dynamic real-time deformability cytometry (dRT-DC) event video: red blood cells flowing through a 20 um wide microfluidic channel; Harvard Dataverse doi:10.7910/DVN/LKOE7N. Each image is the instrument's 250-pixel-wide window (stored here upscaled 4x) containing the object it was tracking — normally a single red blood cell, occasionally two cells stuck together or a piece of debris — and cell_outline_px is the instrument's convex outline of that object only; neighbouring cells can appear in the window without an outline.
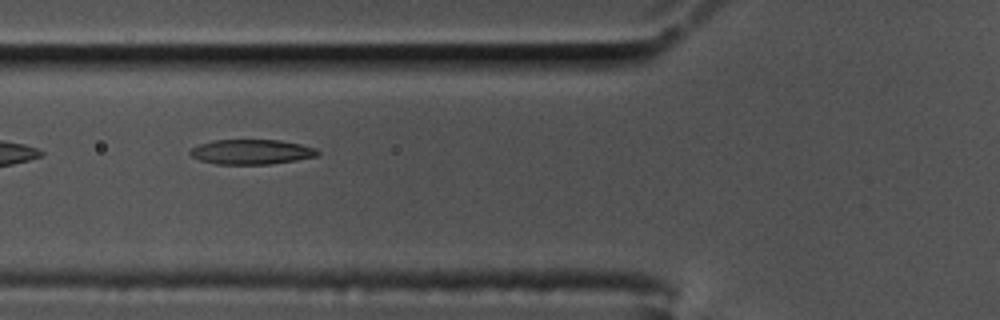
{"species": "common noctule bat (a hibernating species)", "species_latin": "Nyctalus noctula", "temperature_condition": "cold", "stored_images_in_passage": 6, "camera_frame_rate_fps": 3000, "um_per_image_px": 0.085, "animal": {"sex": "male", "body_mass_g": 17.5, "forearm_length_mm": 52.3}, "frame": {"image": 1, "passage_image": 3, "time_ms": 0.667, "image_size_px": [1000, 320], "cell_outline_px": [[320, 156], [296, 160], [268, 164], [216, 164], [200, 160], [192, 156], [188, 152], [192, 148], [200, 144], [212, 140], [280, 140], [300, 144], [316, 148], [320, 152]], "centroid_in_image_um": [21.4, 12.91], "position_along_channel_um": 104.4, "area_um2": 18.5}}